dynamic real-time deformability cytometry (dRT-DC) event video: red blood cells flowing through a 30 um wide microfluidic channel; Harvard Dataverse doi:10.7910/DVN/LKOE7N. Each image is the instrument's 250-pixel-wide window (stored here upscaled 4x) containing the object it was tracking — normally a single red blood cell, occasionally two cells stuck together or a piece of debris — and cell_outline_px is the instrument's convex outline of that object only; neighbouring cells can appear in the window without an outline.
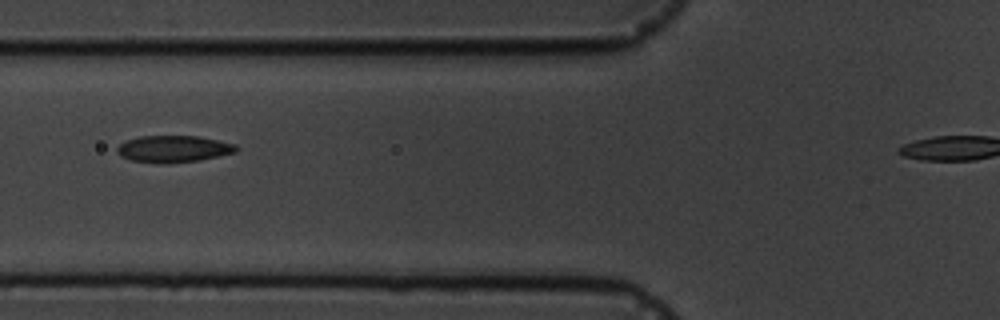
{"species": "common noctule bat (a hibernating species)", "species_latin": "Nyctalus noctula", "temperature_condition": "cold", "stored_images_in_passage": 12, "camera_frame_rate_fps": 3000, "um_per_image_px": 0.085, "animal": {"sex": "male", "body_mass_g": 19.5, "forearm_length_mm": 54.6}, "frame": {"image": 1, "passage_image": 4, "time_ms": 3.333, "image_size_px": [1000, 320], "cell_outline_px": [[240, 148], [236, 152], [200, 160], [164, 164], [132, 160], [120, 156], [116, 152], [116, 148], [124, 140], [140, 136], [200, 136], [236, 144]], "centroid_in_image_um": [14.75, 12.65], "position_along_channel_um": 111.1, "area_um2": 18.79}}
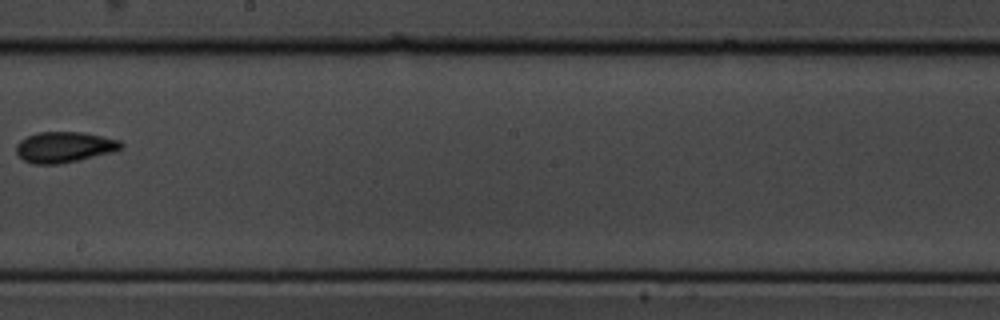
{"frame": {"image": 2, "passage_image": 7, "time_ms": 7.0, "image_size_px": [1000, 320], "cell_outline_px": [[124, 144], [120, 148], [108, 152], [80, 160], [60, 164], [32, 164], [24, 160], [16, 152], [16, 144], [20, 140], [28, 136], [40, 132], [84, 132], [120, 140]], "centroid_in_image_um": [5.43, 12.5], "position_along_channel_um": 242.8, "area_um2": 18.61}}
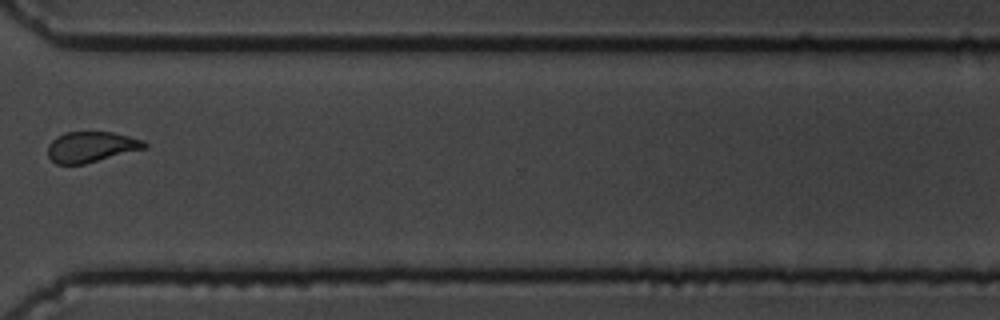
{"frame": {"image": 3, "passage_image": 10, "time_ms": 10.333, "image_size_px": [1000, 320], "cell_outline_px": [[148, 144], [144, 148], [84, 164], [56, 164], [48, 156], [48, 144], [56, 136], [64, 132], [112, 132], [144, 140]], "centroid_in_image_um": [7.71, 12.48], "position_along_channel_um": 362.9, "area_um2": 17.11}}